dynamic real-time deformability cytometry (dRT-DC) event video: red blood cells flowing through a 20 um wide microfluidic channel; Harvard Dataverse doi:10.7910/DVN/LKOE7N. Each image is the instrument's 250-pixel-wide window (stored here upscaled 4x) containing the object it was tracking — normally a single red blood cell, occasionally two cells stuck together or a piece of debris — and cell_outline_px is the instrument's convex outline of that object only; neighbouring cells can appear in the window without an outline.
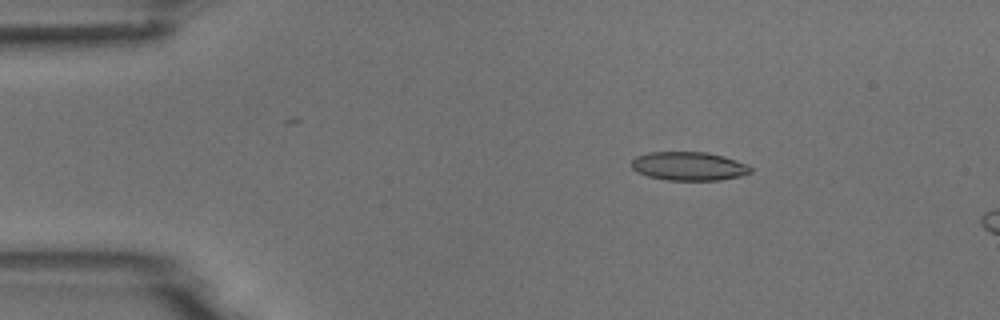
{"species": "common noctule bat (a hibernating species)", "species_latin": "Nyctalus noctula", "temperature_condition": "room temperature", "stored_images_in_passage": 4, "camera_frame_rate_fps": 3000, "um_per_image_px": 0.085, "animal": {"sex": "male", "body_mass_g": 18.8}, "frame": {"image": 1, "passage_image": 2, "time_ms": 1.0, "image_size_px": [1000, 320], "cell_outline_px": [[752, 172], [740, 176], [720, 180], [664, 180], [648, 176], [636, 172], [632, 168], [632, 160], [636, 156], [648, 152], [708, 152], [724, 156], [736, 160], [752, 168]], "centroid_in_image_um": [58.53, 14.12], "position_along_channel_um": 26.5, "area_um2": 19.94}}